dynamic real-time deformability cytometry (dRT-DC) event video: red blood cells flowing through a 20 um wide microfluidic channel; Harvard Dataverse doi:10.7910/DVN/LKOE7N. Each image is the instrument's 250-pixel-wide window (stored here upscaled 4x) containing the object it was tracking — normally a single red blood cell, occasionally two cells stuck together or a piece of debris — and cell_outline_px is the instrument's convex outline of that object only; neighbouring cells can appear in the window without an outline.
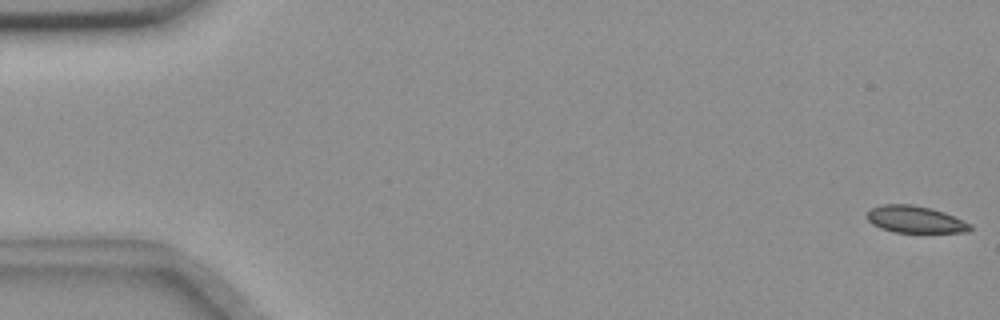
{"species": "common noctule bat (a hibernating species)", "species_latin": "Nyctalus noctula", "temperature_condition": "room temperature", "stored_images_in_passage": 15, "camera_frame_rate_fps": 3000, "um_per_image_px": 0.085, "animal": {"sex": "female", "body_mass_g": 18.4}, "frame": {"image": 1, "passage_image": 1, "time_ms": 0.0, "image_size_px": [1000, 320], "cell_outline_px": [[972, 228], [968, 232], [892, 232], [880, 228], [872, 224], [864, 216], [872, 208], [880, 204], [912, 204], [932, 208], [944, 212], [972, 224]], "centroid_in_image_um": [77.77, 18.64], "position_along_channel_um": 7.2, "area_um2": 16.36}}